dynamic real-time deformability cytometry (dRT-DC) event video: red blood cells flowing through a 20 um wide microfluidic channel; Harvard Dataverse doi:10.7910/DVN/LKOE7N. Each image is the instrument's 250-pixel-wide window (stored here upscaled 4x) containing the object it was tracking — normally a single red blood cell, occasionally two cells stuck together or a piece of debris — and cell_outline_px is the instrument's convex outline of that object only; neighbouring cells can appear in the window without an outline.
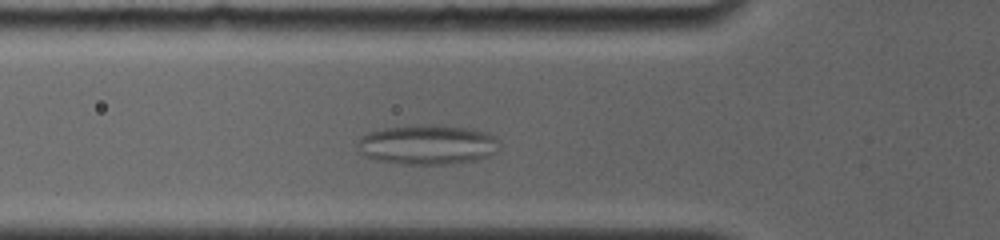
{"species": "common noctule bat (a hibernating species)", "species_latin": "Nyctalus noctula", "temperature_condition": "room temperature", "stored_images_in_passage": 24, "camera_frame_rate_fps": 4000, "um_per_image_px": 0.085, "animal": {"sex": "female", "body_mass_g": 19.0, "forearm_length_mm": 56.7}, "frame": {"image": 1, "passage_image": 5, "time_ms": 3.0, "image_size_px": [1000, 240], "cell_outline_px": [[500, 148], [496, 152], [488, 156], [472, 160], [452, 164], [404, 164], [376, 160], [364, 156], [360, 152], [356, 144], [360, 136], [384, 128], [424, 124], [428, 124], [472, 128], [488, 132], [496, 136], [500, 140]], "centroid_in_image_um": [36.37, 12.29], "position_along_channel_um": 89.4, "area_um2": 33.23}}
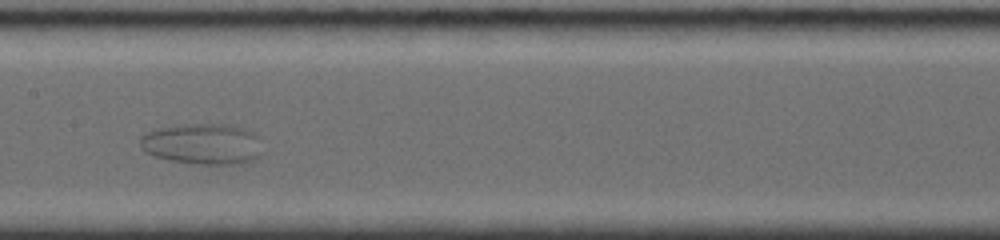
{"frame": {"image": 2, "passage_image": 10, "time_ms": 6.0, "image_size_px": [1000, 240], "cell_outline_px": [[256, 156], [252, 160], [240, 164], [200, 164], [172, 160], [156, 156], [144, 152], [140, 148], [140, 136], [148, 132], [160, 128], [188, 124], [228, 124], [252, 132], [256, 136]], "centroid_in_image_um": [17.12, 12.23], "position_along_channel_um": 190.3, "area_um2": 28.32}}
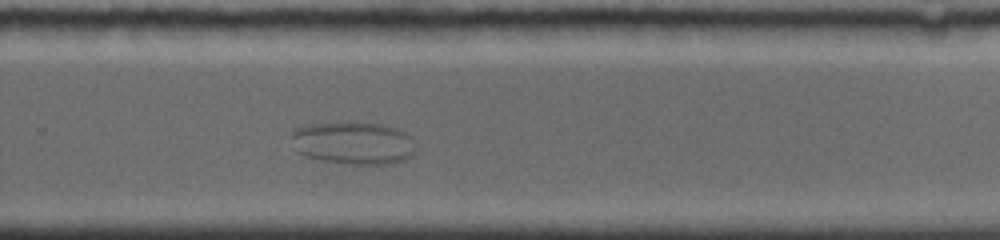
{"frame": {"image": 3, "passage_image": 16, "time_ms": 9.25, "image_size_px": [1000, 240], "cell_outline_px": [[412, 156], [404, 160], [392, 164], [348, 164], [324, 160], [304, 156], [300, 152], [292, 136], [292, 132], [296, 128], [308, 124], [380, 124], [396, 128], [404, 132], [408, 136], [412, 152]], "centroid_in_image_um": [30.03, 12.18], "position_along_channel_um": 299.8, "area_um2": 29.71}}